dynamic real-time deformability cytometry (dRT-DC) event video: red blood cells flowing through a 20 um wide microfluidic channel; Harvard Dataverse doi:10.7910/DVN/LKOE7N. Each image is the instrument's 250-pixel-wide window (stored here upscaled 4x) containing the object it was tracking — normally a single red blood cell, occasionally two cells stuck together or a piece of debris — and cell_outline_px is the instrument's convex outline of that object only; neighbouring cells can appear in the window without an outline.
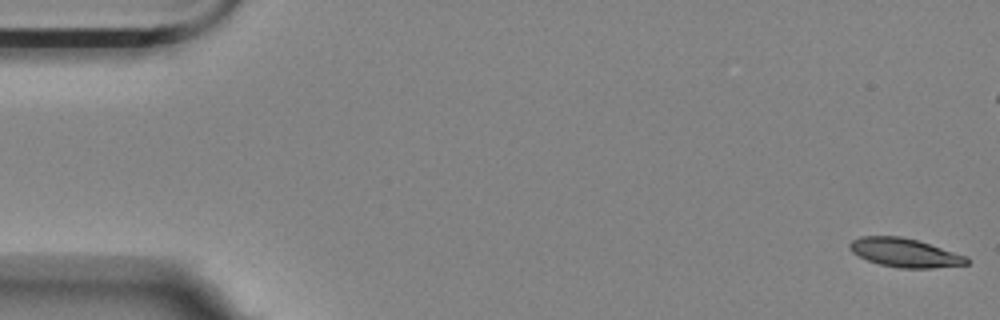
{"species": "Egyptian fruit bat (a non-hibernating species)", "species_latin": "Rousettus aegyptiacus", "temperature_condition": "room temperature", "stored_images_in_passage": 57, "camera_frame_rate_fps": 3000, "um_per_image_px": 0.085, "animal": {"sex": "female"}, "frame": {"image": 1, "passage_image": 1, "time_ms": 0.0, "image_size_px": [1000, 320], "cell_outline_px": [[968, 264], [932, 268], [900, 268], [880, 264], [868, 260], [852, 252], [848, 248], [848, 244], [852, 240], [860, 236], [900, 236], [916, 240], [968, 256]], "centroid_in_image_um": [76.89, 21.48], "position_along_channel_um": 8.1, "area_um2": 19.48}}
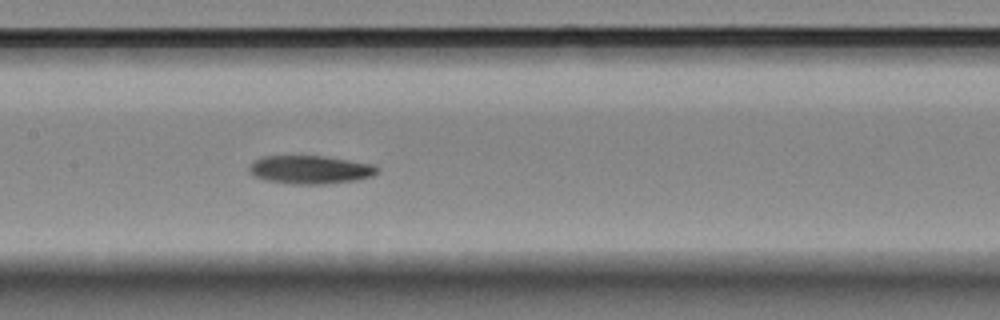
{"frame": {"image": 2, "passage_image": 27, "time_ms": 8.667, "image_size_px": [1000, 320], "cell_outline_px": [[380, 172], [372, 176], [356, 180], [324, 184], [292, 184], [268, 180], [252, 176], [248, 172], [248, 168], [256, 160], [264, 156], [324, 156], [372, 164], [380, 168]], "centroid_in_image_um": [26.39, 14.42], "position_along_channel_um": 181.0, "area_um2": 21.1}}
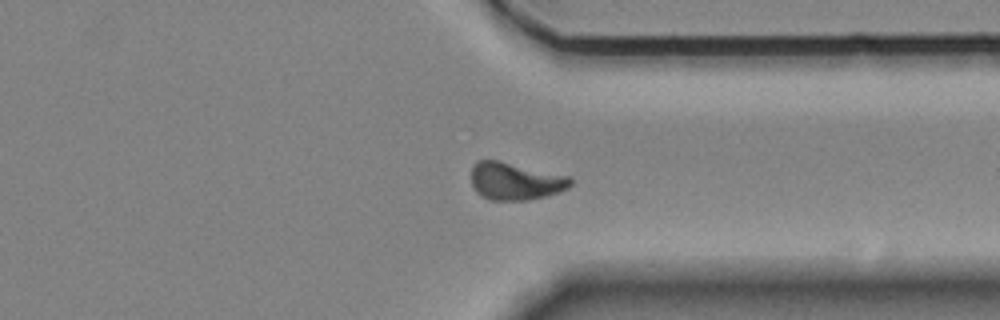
{"frame": {"image": 3, "passage_image": 43, "time_ms": 14.0, "image_size_px": [1000, 320], "cell_outline_px": [[572, 184], [568, 188], [560, 192], [548, 196], [528, 200], [492, 200], [476, 192], [472, 188], [472, 164], [476, 160], [496, 160], [572, 176]], "centroid_in_image_um": [43.83, 15.4], "position_along_channel_um": 367.6, "area_um2": 21.91}}